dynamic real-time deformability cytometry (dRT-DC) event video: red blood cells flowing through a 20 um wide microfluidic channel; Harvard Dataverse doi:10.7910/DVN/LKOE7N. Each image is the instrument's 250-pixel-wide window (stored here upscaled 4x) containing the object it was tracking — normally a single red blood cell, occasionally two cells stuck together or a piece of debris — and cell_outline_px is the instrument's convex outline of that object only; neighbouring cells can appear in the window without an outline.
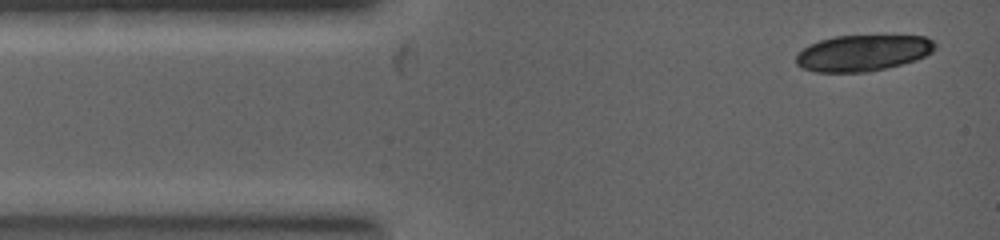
{"species": "common noctule bat (a hibernating species)", "species_latin": "Nyctalus noctula", "temperature_condition": "warm", "stored_images_in_passage": 5, "camera_frame_rate_fps": 5000, "um_per_image_px": 0.085, "animal": {"sex": "female", "body_mass_g": 19.0, "forearm_length_mm": 53.3}, "frame": {"image": 1, "passage_image": 1, "time_ms": 0.0, "image_size_px": [1000, 240], "cell_outline_px": [[936, 48], [932, 52], [916, 60], [884, 68], [864, 72], [816, 72], [804, 68], [796, 64], [796, 56], [804, 48], [820, 40], [836, 36], [924, 36], [932, 40], [936, 44]], "centroid_in_image_um": [73.35, 4.5], "position_along_channel_um": 11.6, "area_um2": 28.9}}